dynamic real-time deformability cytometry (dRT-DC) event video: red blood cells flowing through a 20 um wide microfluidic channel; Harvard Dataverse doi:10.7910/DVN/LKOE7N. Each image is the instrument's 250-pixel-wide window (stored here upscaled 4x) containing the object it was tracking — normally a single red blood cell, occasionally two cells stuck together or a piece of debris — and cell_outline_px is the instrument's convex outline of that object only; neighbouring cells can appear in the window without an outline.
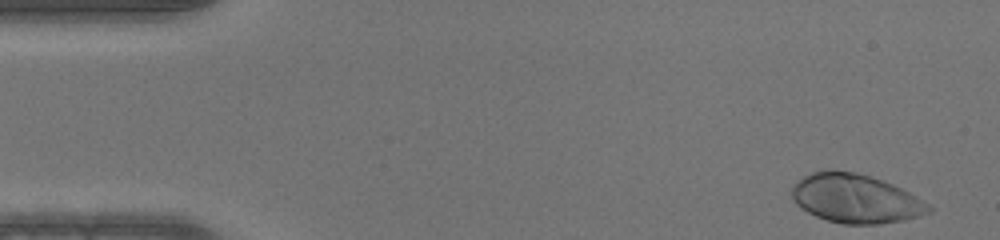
{"species": "human", "species_latin": "Homo sapiens", "temperature_condition": "warm", "stored_images_in_passage": 48, "camera_frame_rate_fps": 3000, "um_per_image_px": 0.085, "donor": {"sex": "male"}, "frame": {"image": 1, "passage_image": 1, "time_ms": 0.0, "image_size_px": [1000, 240], "cell_outline_px": [[932, 212], [920, 216], [904, 220], [880, 224], [844, 224], [828, 220], [816, 216], [808, 212], [796, 204], [792, 200], [792, 184], [804, 176], [812, 172], [832, 168], [856, 172], [872, 176], [892, 184], [908, 192], [928, 204], [932, 208]], "centroid_in_image_um": [72.7, 16.86], "position_along_channel_um": 12.3, "area_um2": 39.19}}
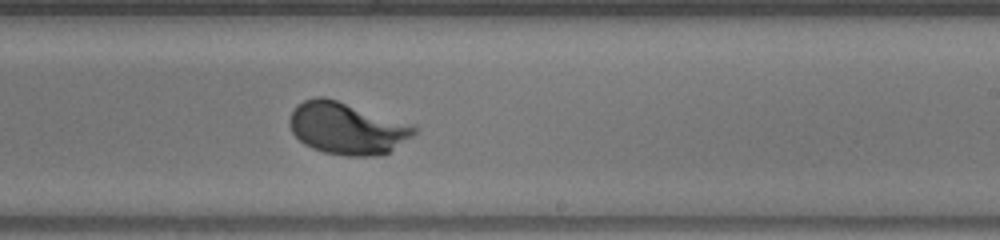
{"frame": {"image": 2, "passage_image": 28, "time_ms": 9.0, "image_size_px": [1000, 240], "cell_outline_px": [[416, 132], [412, 136], [388, 152], [376, 156], [348, 156], [324, 152], [312, 148], [304, 144], [292, 132], [288, 124], [288, 120], [296, 104], [304, 100], [316, 96], [324, 96], [412, 124], [416, 128]], "centroid_in_image_um": [29.45, 10.9], "position_along_channel_um": 259.6, "area_um2": 37.57}}
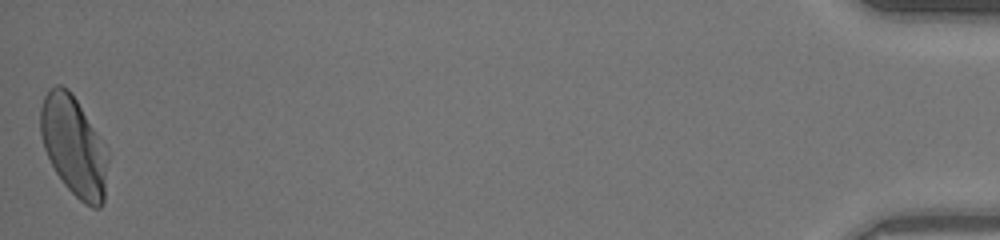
{"frame": {"image": 3, "passage_image": 48, "time_ms": 15.667, "image_size_px": [1000, 240], "cell_outline_px": [[108, 160], [104, 200], [100, 208], [92, 208], [84, 204], [64, 184], [56, 172], [44, 148], [40, 132], [40, 108], [44, 96], [48, 88], [56, 84], [60, 84], [68, 88], [72, 92], [108, 156]], "centroid_in_image_um": [6.23, 12.42], "position_along_channel_um": 429.0, "area_um2": 38.44}}